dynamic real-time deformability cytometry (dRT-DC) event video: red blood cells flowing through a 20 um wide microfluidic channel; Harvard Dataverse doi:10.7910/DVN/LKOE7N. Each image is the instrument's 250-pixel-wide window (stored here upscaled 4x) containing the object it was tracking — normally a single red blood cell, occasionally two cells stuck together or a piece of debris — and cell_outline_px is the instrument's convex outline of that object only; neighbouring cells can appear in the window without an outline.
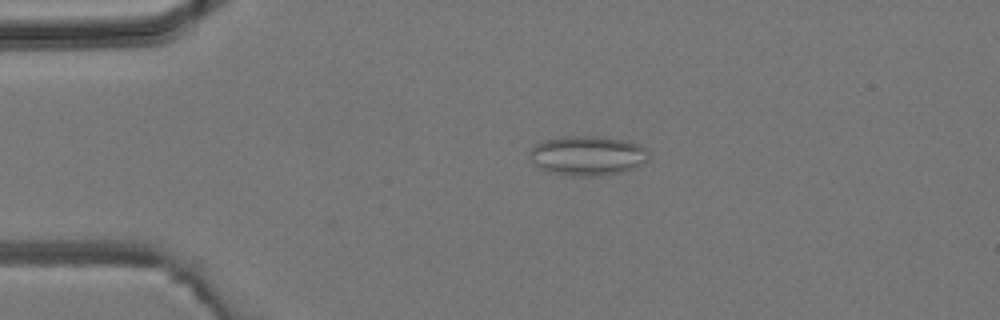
{"species": "common noctule bat (a hibernating species)", "species_latin": "Nyctalus noctula", "temperature_condition": "room temperature", "stored_images_in_passage": 4, "camera_frame_rate_fps": 3000, "um_per_image_px": 0.085, "animal": {"sex": "male", "body_mass_g": 19.2, "forearm_length_mm": 51.8}, "frame": {"image": 1, "passage_image": 3, "time_ms": 3.333, "image_size_px": [1000, 320], "cell_outline_px": [[648, 160], [636, 168], [624, 172], [592, 176], [572, 176], [552, 172], [540, 168], [528, 156], [532, 148], [536, 144], [544, 140], [560, 136], [604, 136], [628, 140], [640, 144], [648, 148]], "centroid_in_image_um": [50.0, 13.21], "position_along_channel_um": 35.0, "area_um2": 27.86}}